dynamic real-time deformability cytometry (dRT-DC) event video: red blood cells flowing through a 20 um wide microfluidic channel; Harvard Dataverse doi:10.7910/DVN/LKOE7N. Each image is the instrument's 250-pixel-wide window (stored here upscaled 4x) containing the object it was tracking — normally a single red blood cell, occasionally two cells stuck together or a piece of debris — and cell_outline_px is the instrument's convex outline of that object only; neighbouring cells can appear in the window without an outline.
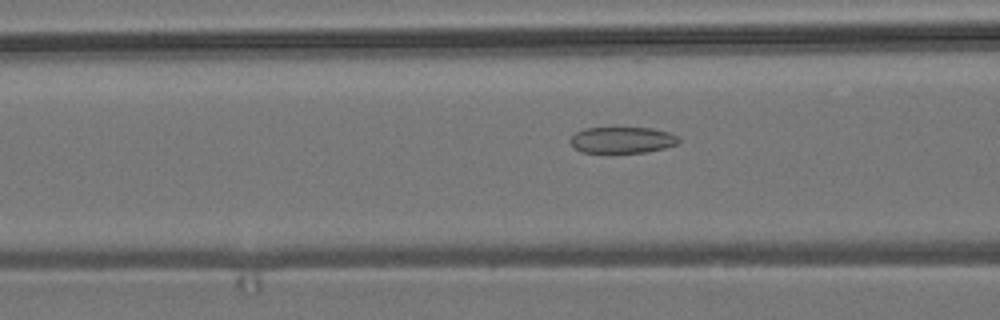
{"species": "common noctule bat (a hibernating species)", "species_latin": "Nyctalus noctula", "temperature_condition": "room temperature", "stored_images_in_passage": 56, "camera_frame_rate_fps": 3000, "um_per_image_px": 0.085, "animal": {"sex": "male", "body_mass_g": 19.2, "forearm_length_mm": 51.8}, "frame": {"image": 1, "passage_image": 22, "time_ms": 7.0, "image_size_px": [1000, 320], "cell_outline_px": [[680, 144], [664, 148], [644, 152], [580, 152], [568, 140], [576, 132], [584, 128], [652, 128], [668, 132], [680, 136]], "centroid_in_image_um": [52.93, 11.89], "position_along_channel_um": 113.7, "area_um2": 16.59}}
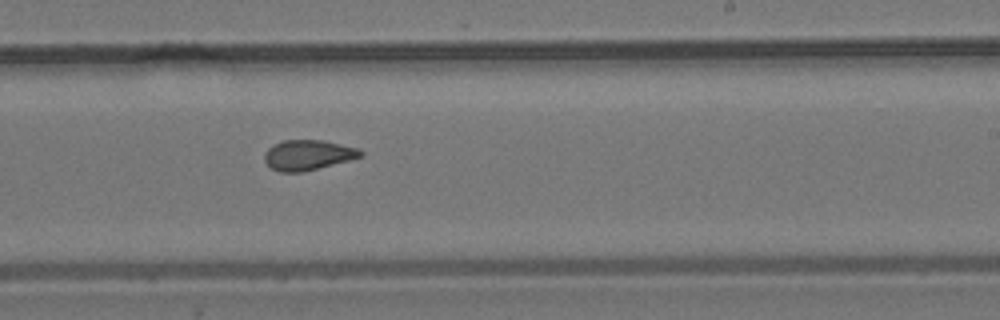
{"frame": {"image": 2, "passage_image": 34, "time_ms": 11.0, "image_size_px": [1000, 320], "cell_outline_px": [[364, 156], [304, 172], [280, 172], [272, 168], [264, 160], [264, 152], [272, 144], [284, 140], [320, 140], [360, 148], [364, 152]], "centroid_in_image_um": [26.18, 13.17], "position_along_channel_um": 262.8, "area_um2": 16.99}}
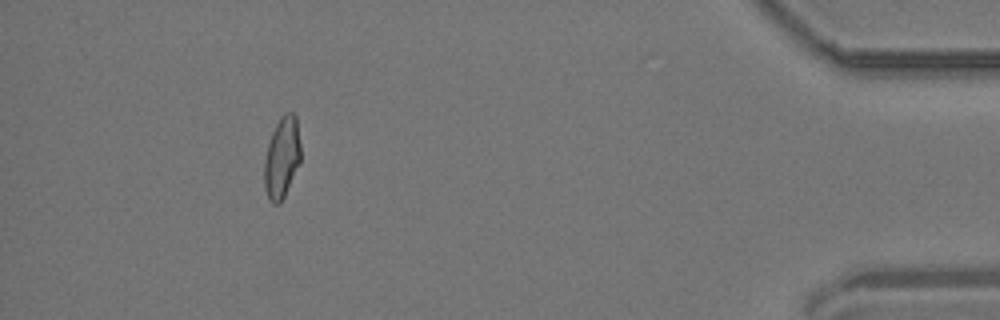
{"frame": {"image": 3, "passage_image": 51, "time_ms": 16.667, "image_size_px": [1000, 320], "cell_outline_px": [[300, 160], [284, 196], [280, 204], [272, 204], [268, 200], [264, 188], [264, 160], [268, 144], [272, 132], [280, 116], [284, 112], [292, 112], [296, 116], [300, 144]], "centroid_in_image_um": [23.94, 13.39], "position_along_channel_um": 411.3, "area_um2": 17.22}, "authors_computed_cell_mechanics": {"area_um2": 17.4845, "velocity_mm_per_s": 3.7293, "shape_relaxation_time_tau1_ms": null, "shape_relaxation_time_tau2_ms": 1.5351, "deformation_change_tau1": null, "deformation_change_tau2": 0.0847}}